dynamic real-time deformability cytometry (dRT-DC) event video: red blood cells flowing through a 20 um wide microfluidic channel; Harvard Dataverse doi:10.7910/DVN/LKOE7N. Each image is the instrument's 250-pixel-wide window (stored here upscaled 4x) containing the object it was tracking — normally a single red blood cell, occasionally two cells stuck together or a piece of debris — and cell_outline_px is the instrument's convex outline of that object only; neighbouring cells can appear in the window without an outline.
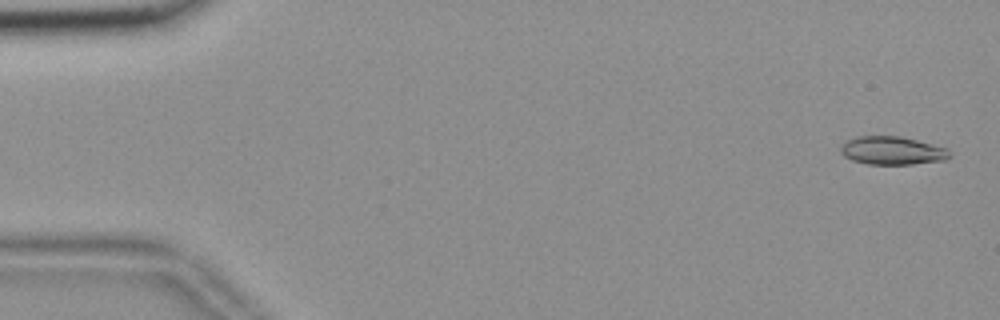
{"species": "common noctule bat (a hibernating species)", "species_latin": "Nyctalus noctula", "temperature_condition": "room temperature", "stored_images_in_passage": 56, "camera_frame_rate_fps": 3000, "um_per_image_px": 0.085, "animal": {"sex": "female", "body_mass_g": 18.4}, "frame": {"image": 1, "passage_image": 2, "time_ms": 0.333, "image_size_px": [1000, 320], "cell_outline_px": [[952, 156], [944, 160], [912, 164], [868, 164], [852, 160], [844, 156], [840, 152], [840, 144], [844, 140], [856, 136], [900, 136], [948, 148]], "centroid_in_image_um": [75.8, 12.79], "position_along_channel_um": 9.2, "area_um2": 18.09}}
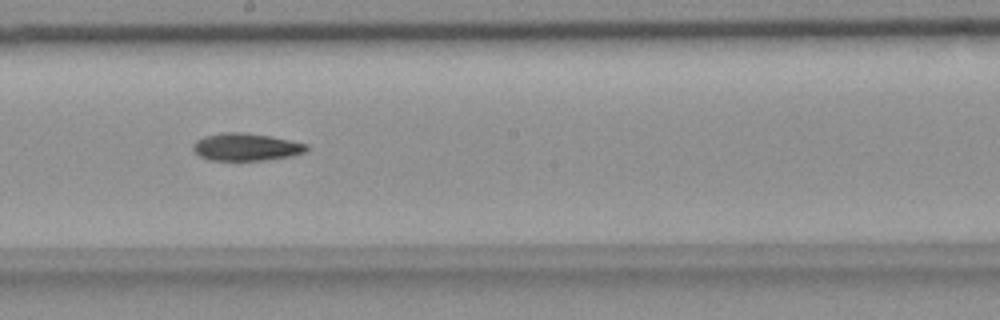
{"frame": {"image": 2, "passage_image": 31, "time_ms": 10.0, "image_size_px": [1000, 320], "cell_outline_px": [[308, 152], [292, 156], [264, 160], [208, 160], [200, 156], [192, 148], [192, 144], [196, 140], [204, 136], [220, 132], [244, 132], [272, 136], [308, 144]], "centroid_in_image_um": [20.93, 12.48], "position_along_channel_um": 227.3, "area_um2": 18.44}}
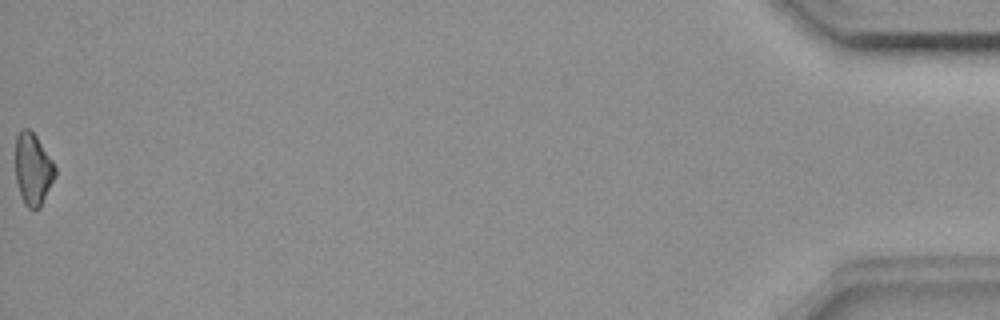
{"frame": {"image": 3, "passage_image": 56, "time_ms": 18.333, "image_size_px": [1000, 320], "cell_outline_px": [[56, 176], [40, 208], [28, 208], [24, 204], [20, 196], [16, 180], [16, 136], [20, 128], [28, 128], [36, 136], [52, 160], [56, 168]], "centroid_in_image_um": [2.8, 14.38], "position_along_channel_um": 432.4, "area_um2": 16.7}, "authors_computed_cell_mechanics": {"area_um2": 17.9469, "velocity_mm_per_s": 3.6745, "shape_relaxation_time_tau1_ms": null, "shape_relaxation_time_tau2_ms": 10.2407, "deformation_change_tau1": null, "deformation_change_tau2": 0.1966}}